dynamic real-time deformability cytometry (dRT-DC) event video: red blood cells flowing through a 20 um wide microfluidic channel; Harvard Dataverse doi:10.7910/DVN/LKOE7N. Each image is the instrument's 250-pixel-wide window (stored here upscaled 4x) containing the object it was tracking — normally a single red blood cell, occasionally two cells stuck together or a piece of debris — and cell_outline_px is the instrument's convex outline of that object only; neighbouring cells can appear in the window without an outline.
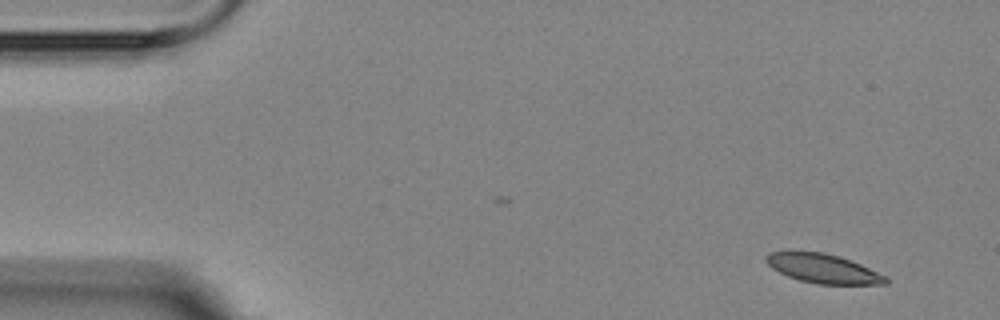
{"species": "Egyptian fruit bat (a non-hibernating species)", "species_latin": "Rousettus aegyptiacus", "temperature_condition": "room temperature", "stored_images_in_passage": 2, "camera_frame_rate_fps": 3000, "um_per_image_px": 0.085, "animal": {"sex": "female"}, "frame": {"image": 1, "passage_image": 2, "time_ms": 1.333, "image_size_px": [1000, 320], "cell_outline_px": [[888, 284], [816, 284], [800, 280], [788, 276], [772, 268], [764, 260], [764, 256], [768, 252], [792, 248], [824, 252], [840, 256], [860, 264], [888, 276]], "centroid_in_image_um": [69.89, 22.77], "position_along_channel_um": 15.1, "area_um2": 21.1}}